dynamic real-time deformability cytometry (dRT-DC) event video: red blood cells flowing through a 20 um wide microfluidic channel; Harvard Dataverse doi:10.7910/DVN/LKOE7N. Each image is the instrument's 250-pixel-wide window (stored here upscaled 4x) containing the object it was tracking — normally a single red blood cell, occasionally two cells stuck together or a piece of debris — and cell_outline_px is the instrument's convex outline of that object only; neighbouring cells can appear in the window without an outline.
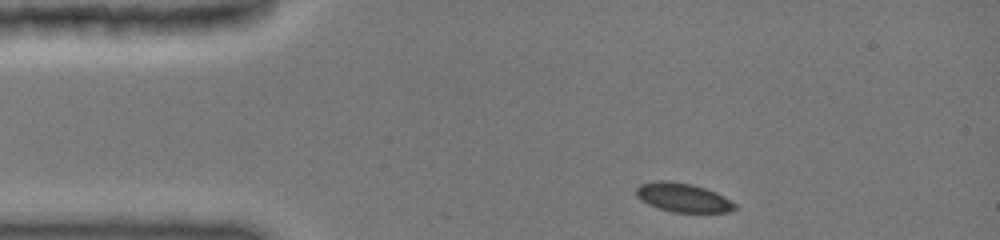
{"species": "common noctule bat (a hibernating species)", "species_latin": "Nyctalus noctula", "temperature_condition": "cold", "stored_images_in_passage": 18, "camera_frame_rate_fps": 3000, "um_per_image_px": 0.085, "animal": {"sex": "female", "body_mass_g": 19.0, "forearm_length_mm": 51.5}, "frame": {"image": 1, "passage_image": 1, "time_ms": 0.0, "image_size_px": [1000, 240], "cell_outline_px": [[736, 208], [728, 212], [672, 212], [648, 204], [636, 196], [636, 188], [640, 184], [656, 180], [668, 180], [692, 184], [716, 192], [724, 196], [736, 204]], "centroid_in_image_um": [58.04, 16.78], "position_along_channel_um": 27.0, "area_um2": 16.59}}
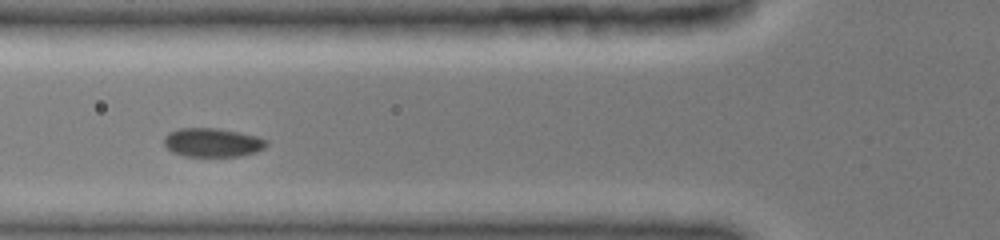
{"frame": {"image": 2, "passage_image": 10, "time_ms": 3.333, "image_size_px": [1000, 240], "cell_outline_px": [[268, 144], [264, 148], [256, 152], [240, 156], [184, 156], [172, 152], [164, 144], [164, 136], [168, 132], [180, 128], [216, 128], [240, 132], [256, 136], [268, 140]], "centroid_in_image_um": [18.06, 12.11], "position_along_channel_um": 107.7, "area_um2": 17.28}}
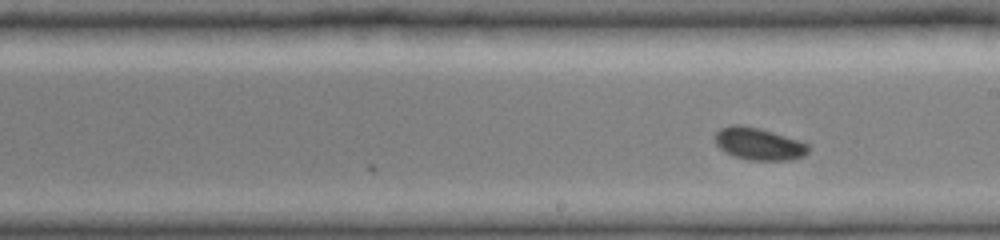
{"frame": {"image": 3, "passage_image": 18, "time_ms": 6.333, "image_size_px": [1000, 240], "cell_outline_px": [[812, 148], [804, 156], [792, 160], [748, 160], [732, 156], [724, 152], [716, 144], [716, 132], [720, 128], [732, 124], [736, 124], [760, 128], [804, 140]], "centroid_in_image_um": [64.56, 12.23], "position_along_channel_um": 224.4, "area_um2": 18.03}}